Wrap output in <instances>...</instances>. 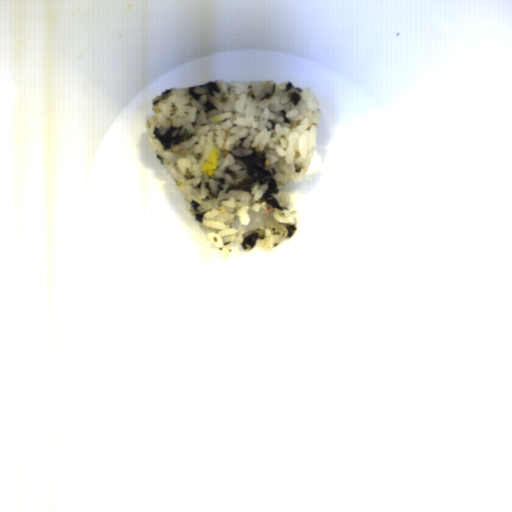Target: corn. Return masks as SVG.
<instances>
[{
	"instance_id": "1",
	"label": "corn",
	"mask_w": 512,
	"mask_h": 512,
	"mask_svg": "<svg viewBox=\"0 0 512 512\" xmlns=\"http://www.w3.org/2000/svg\"><path fill=\"white\" fill-rule=\"evenodd\" d=\"M221 156L220 148L211 149L209 155L206 158V162L201 166V173L211 177L213 171L217 168L219 158Z\"/></svg>"
}]
</instances>
